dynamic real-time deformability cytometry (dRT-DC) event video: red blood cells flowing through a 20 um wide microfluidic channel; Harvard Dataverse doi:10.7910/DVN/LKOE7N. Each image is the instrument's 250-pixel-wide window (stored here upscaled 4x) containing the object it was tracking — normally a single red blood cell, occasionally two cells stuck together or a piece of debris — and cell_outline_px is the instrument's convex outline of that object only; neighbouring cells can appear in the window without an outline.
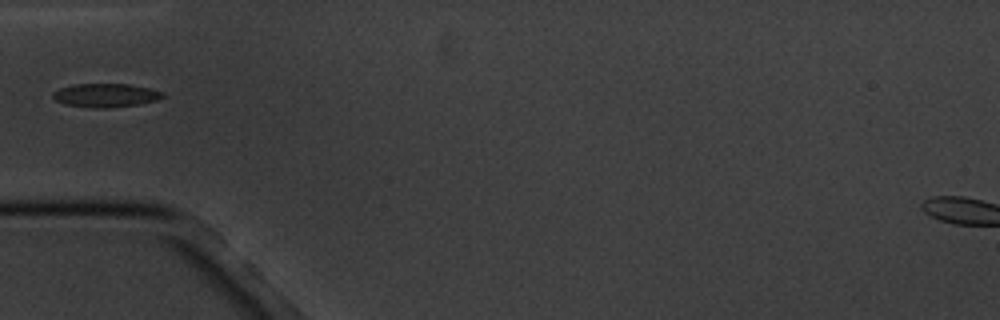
{"species": "common noctule bat (a hibernating species)", "species_latin": "Nyctalus noctula", "temperature_condition": "cold", "stored_images_in_passage": 14, "camera_frame_rate_fps": 3000, "um_per_image_px": 0.085, "animal": {"sex": "male", "body_mass_g": 20.1, "forearm_length_mm": 53.5}, "frame": {"image": 1, "passage_image": 3, "time_ms": 2.333, "image_size_px": [1000, 320], "cell_outline_px": [[164, 96], [156, 100], [136, 104], [112, 108], [92, 108], [64, 104], [56, 100], [52, 96], [52, 92], [60, 88], [72, 84], [128, 84], [148, 88], [164, 92]], "centroid_in_image_um": [8.94, 8.1], "position_along_channel_um": 76.1, "area_um2": 15.09}}
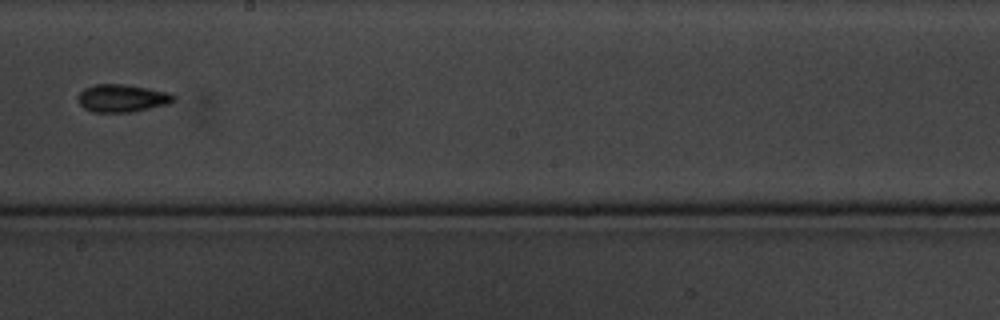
{"frame": {"image": 2, "passage_image": 7, "time_ms": 7.0, "image_size_px": [1000, 320], "cell_outline_px": [[176, 100], [168, 104], [128, 112], [92, 112], [84, 108], [76, 100], [76, 96], [84, 88], [92, 84], [124, 84], [148, 88], [168, 92], [176, 96]], "centroid_in_image_um": [10.34, 8.33], "position_along_channel_um": 237.9, "area_um2": 15.55}}
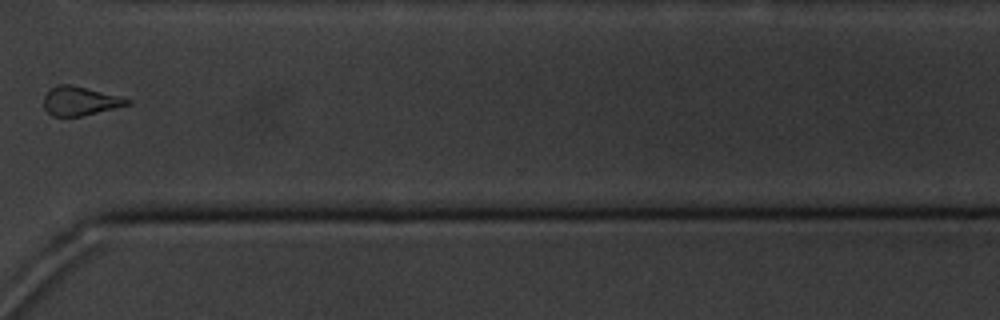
{"frame": {"image": 3, "passage_image": 10, "time_ms": 10.667, "image_size_px": [1000, 320], "cell_outline_px": [[132, 104], [80, 116], [52, 116], [44, 108], [44, 96], [52, 88], [60, 84], [72, 84], [132, 100]], "centroid_in_image_um": [6.8, 8.59], "position_along_channel_um": 363.8, "area_um2": 13.81}, "authors_computed_cell_mechanics": {"area_um2": 14.9413, "velocity_mm_per_s": 3.4363, "shape_relaxation_time_tau1_ms": 3.8936, "shape_relaxation_time_tau2_ms": null, "deformation_change_tau1": 0.0938, "deformation_change_tau2": null}}